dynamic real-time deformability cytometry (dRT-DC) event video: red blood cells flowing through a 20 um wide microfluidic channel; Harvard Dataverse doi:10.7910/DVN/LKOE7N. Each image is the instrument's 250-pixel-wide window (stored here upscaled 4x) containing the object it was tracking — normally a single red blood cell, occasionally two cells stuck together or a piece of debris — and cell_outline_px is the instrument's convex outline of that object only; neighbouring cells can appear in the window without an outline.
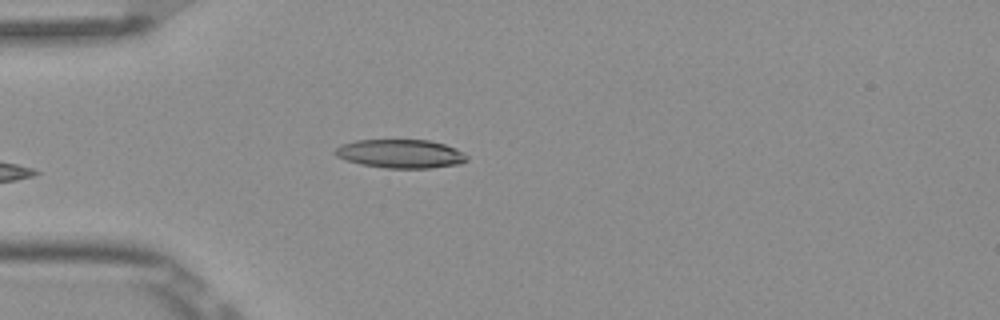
{"species": "Egyptian fruit bat (a non-hibernating species)", "species_latin": "Rousettus aegyptiacus", "temperature_condition": "room temperature", "stored_images_in_passage": 4, "camera_frame_rate_fps": 3000, "um_per_image_px": 0.085, "frame": {"image": 1, "passage_image": 4, "time_ms": 1.0, "image_size_px": [1000, 320], "cell_outline_px": [[468, 160], [460, 164], [432, 168], [384, 168], [360, 164], [344, 160], [336, 156], [332, 152], [340, 144], [356, 140], [428, 140], [444, 144], [456, 148], [468, 156]], "centroid_in_image_um": [34.02, 13.07], "position_along_channel_um": 51.0, "area_um2": 22.25}}